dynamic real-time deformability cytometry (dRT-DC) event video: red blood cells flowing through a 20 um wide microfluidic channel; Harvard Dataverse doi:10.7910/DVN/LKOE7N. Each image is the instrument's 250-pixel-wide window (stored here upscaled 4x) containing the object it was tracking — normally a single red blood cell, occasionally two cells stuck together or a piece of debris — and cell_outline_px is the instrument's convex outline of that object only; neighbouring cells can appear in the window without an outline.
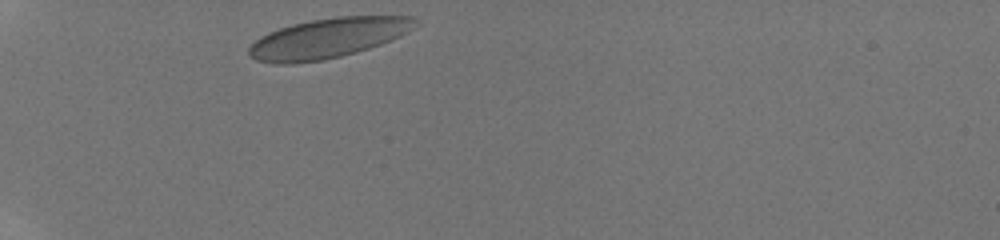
{"species": "human", "species_latin": "Homo sapiens", "temperature_condition": "room temperature", "stored_images_in_passage": 7, "camera_frame_rate_fps": 3000, "um_per_image_px": 0.085, "donor": {"sex": "male"}, "frame": {"image": 1, "passage_image": 1, "time_ms": 0.0, "image_size_px": [1000, 240], "cell_outline_px": [[416, 16], [412, 28], [408, 32], [400, 36], [380, 44], [356, 52], [324, 60], [292, 64], [272, 64], [256, 60], [248, 56], [248, 48], [260, 36], [268, 32], [292, 24], [312, 20], [336, 16]], "centroid_in_image_um": [27.81, 3.25], "position_along_channel_um": 57.2, "area_um2": 38.61}}
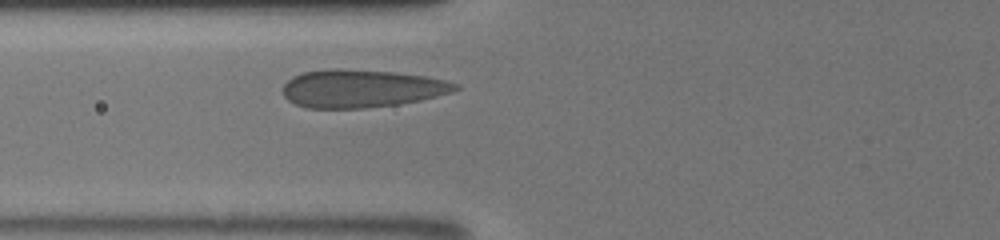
{"frame": {"image": 2, "passage_image": 7, "time_ms": 1.667, "image_size_px": [1000, 240], "cell_outline_px": [[460, 88], [452, 92], [420, 100], [396, 104], [364, 108], [308, 108], [296, 104], [288, 100], [284, 96], [284, 84], [292, 76], [304, 72], [328, 68], [340, 68], [392, 72], [428, 76], [460, 84]], "centroid_in_image_um": [30.73, 7.51], "position_along_channel_um": 95.1, "area_um2": 38.09}}